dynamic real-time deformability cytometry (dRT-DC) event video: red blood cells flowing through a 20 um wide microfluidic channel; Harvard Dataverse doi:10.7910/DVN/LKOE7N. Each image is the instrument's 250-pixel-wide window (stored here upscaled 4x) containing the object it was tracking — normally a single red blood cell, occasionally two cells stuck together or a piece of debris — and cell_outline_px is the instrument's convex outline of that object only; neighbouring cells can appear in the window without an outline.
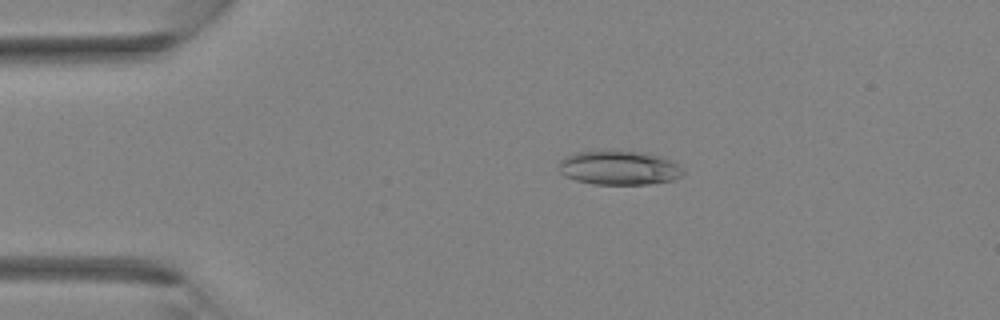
{"species": "Egyptian fruit bat (a non-hibernating species)", "species_latin": "Rousettus aegyptiacus", "temperature_condition": "room temperature", "stored_images_in_passage": 36, "camera_frame_rate_fps": 3000, "um_per_image_px": 0.085, "animal": {"sex": "female"}, "frame": {"image": 1, "passage_image": 6, "time_ms": 1.667, "image_size_px": [1000, 320], "cell_outline_px": [[684, 176], [672, 180], [648, 184], [592, 184], [576, 180], [564, 176], [560, 172], [560, 160], [576, 152], [644, 152], [664, 156], [672, 160], [684, 168]], "centroid_in_image_um": [52.7, 14.28], "position_along_channel_um": 32.3, "area_um2": 24.62}}
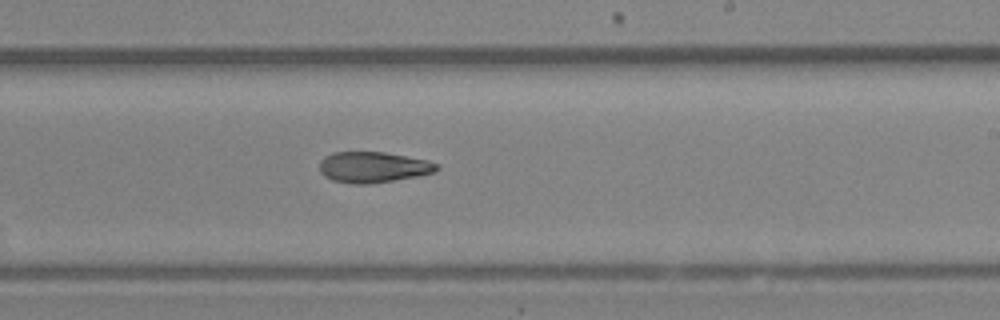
{"frame": {"image": 2, "passage_image": 21, "time_ms": 6.667, "image_size_px": [1000, 320], "cell_outline_px": [[440, 168], [436, 172], [416, 176], [368, 184], [352, 184], [332, 180], [324, 176], [320, 172], [320, 160], [324, 156], [332, 152], [384, 152], [428, 160], [436, 164]], "centroid_in_image_um": [31.69, 14.2], "position_along_channel_um": 257.3, "area_um2": 21.04}}
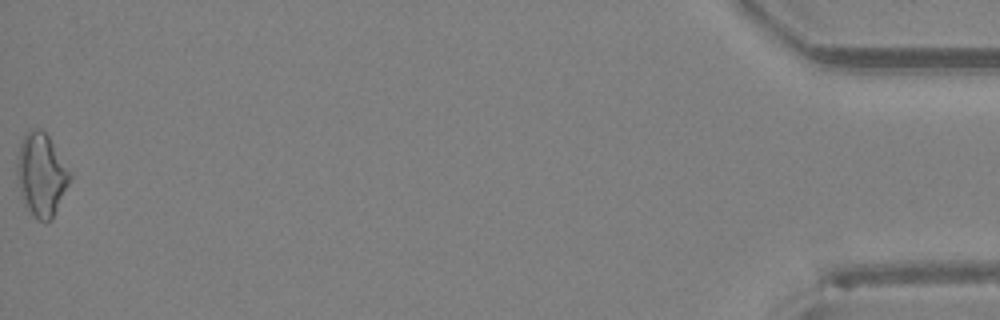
{"frame": {"image": 3, "passage_image": 36, "time_ms": 11.667, "image_size_px": [1000, 320], "cell_outline_px": [[72, 176], [52, 220], [36, 220], [28, 208], [20, 192], [16, 176], [16, 160], [20, 144], [24, 136], [32, 128], [40, 128], [48, 136], [72, 172]], "centroid_in_image_um": [3.52, 14.83], "position_along_channel_um": 431.7, "area_um2": 25.49}}